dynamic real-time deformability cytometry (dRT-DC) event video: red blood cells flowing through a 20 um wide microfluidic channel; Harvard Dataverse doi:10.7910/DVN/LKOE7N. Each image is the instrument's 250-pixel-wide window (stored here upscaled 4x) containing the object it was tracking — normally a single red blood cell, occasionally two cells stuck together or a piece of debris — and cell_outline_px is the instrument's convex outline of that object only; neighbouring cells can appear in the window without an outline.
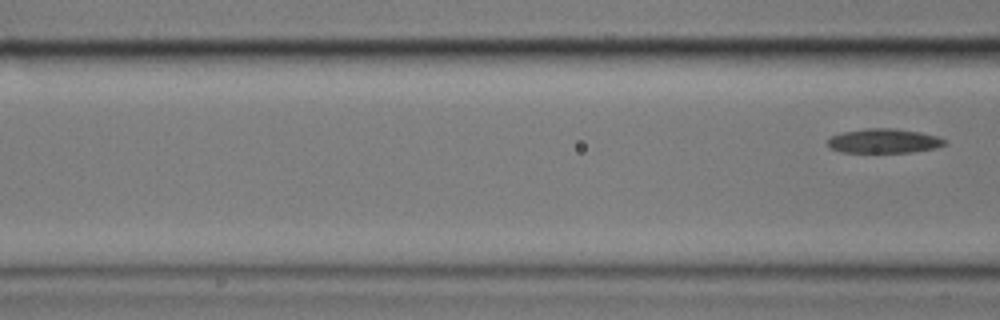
{"species": "common noctule bat (a hibernating species)", "species_latin": "Nyctalus noctula", "temperature_condition": "cold", "stored_images_in_passage": 8, "segment_of_instrument_passage": [2, 2], "camera_frame_rate_fps": 3000, "um_per_image_px": 0.085, "animal": {"sex": "male", "body_mass_g": 17.9}, "frame": {"image": 1, "passage_image": 8, "time_ms": 9.333, "image_size_px": [1000, 320], "cell_outline_px": [[948, 144], [936, 148], [912, 152], [840, 152], [832, 148], [828, 144], [828, 140], [832, 136], [844, 132], [868, 128], [896, 128], [920, 132], [936, 136], [948, 140]], "centroid_in_image_um": [75.2, 11.98], "position_along_channel_um": 91.4, "area_um2": 16.59}}